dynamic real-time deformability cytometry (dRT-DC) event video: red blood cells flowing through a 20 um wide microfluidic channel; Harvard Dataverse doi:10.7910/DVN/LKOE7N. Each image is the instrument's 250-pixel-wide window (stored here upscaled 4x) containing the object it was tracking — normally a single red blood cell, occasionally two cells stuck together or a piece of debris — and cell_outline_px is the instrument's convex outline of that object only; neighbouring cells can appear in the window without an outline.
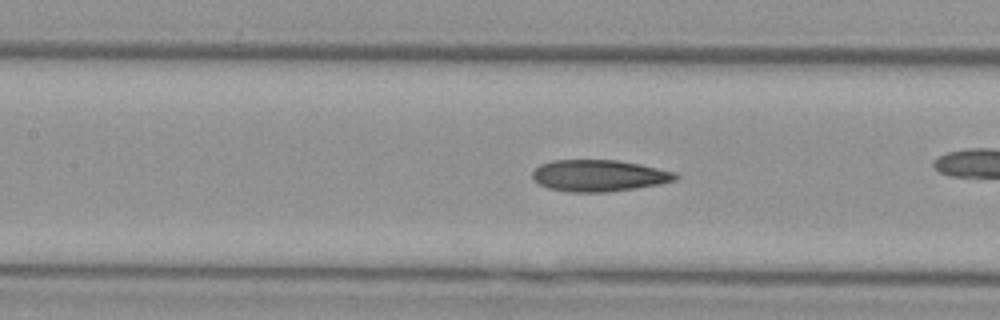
{"species": "Egyptian fruit bat (a non-hibernating species)", "species_latin": "Rousettus aegyptiacus", "temperature_condition": "cold", "stored_images_in_passage": 29, "camera_frame_rate_fps": 3000, "um_per_image_px": 0.085, "animal": {"sex": "female"}, "frame": {"image": 1, "passage_image": 13, "time_ms": 4.0, "image_size_px": [1000, 320], "cell_outline_px": [[680, 176], [676, 180], [660, 184], [636, 188], [604, 192], [568, 192], [548, 188], [540, 184], [532, 176], [532, 172], [540, 164], [552, 160], [616, 160], [640, 164], [676, 172]], "centroid_in_image_um": [50.93, 14.92], "position_along_channel_um": 156.5, "area_um2": 26.36}}